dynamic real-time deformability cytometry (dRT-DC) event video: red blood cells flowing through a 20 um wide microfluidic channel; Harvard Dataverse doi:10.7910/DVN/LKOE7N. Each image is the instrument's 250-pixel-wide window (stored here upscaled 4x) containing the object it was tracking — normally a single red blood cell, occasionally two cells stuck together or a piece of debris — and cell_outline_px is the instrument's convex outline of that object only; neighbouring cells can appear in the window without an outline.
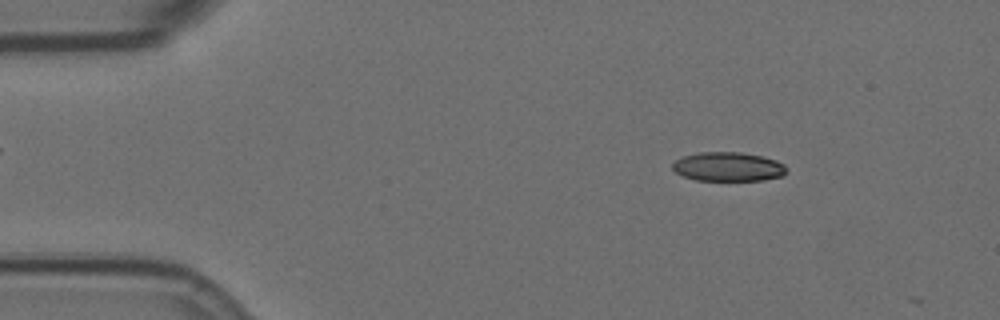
{"species": "Egyptian fruit bat (a non-hibernating species)", "species_latin": "Rousettus aegyptiacus", "temperature_condition": "room temperature", "stored_images_in_passage": 7, "camera_frame_rate_fps": 3000, "um_per_image_px": 0.085, "animal": {"sex": "female"}, "frame": {"image": 1, "passage_image": 4, "time_ms": 1.0, "image_size_px": [1000, 320], "cell_outline_px": [[788, 172], [784, 176], [764, 180], [696, 180], [684, 176], [676, 172], [672, 168], [672, 164], [676, 160], [684, 156], [700, 152], [740, 152], [760, 156], [776, 160], [784, 164], [788, 168]], "centroid_in_image_um": [61.94, 14.17], "position_along_channel_um": 23.1, "area_um2": 19.36}}